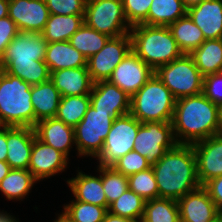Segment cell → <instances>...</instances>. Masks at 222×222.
<instances>
[{
  "mask_svg": "<svg viewBox=\"0 0 222 222\" xmlns=\"http://www.w3.org/2000/svg\"><path fill=\"white\" fill-rule=\"evenodd\" d=\"M151 167L158 185L159 198L178 201L201 187L192 145L177 144Z\"/></svg>",
  "mask_w": 222,
  "mask_h": 222,
  "instance_id": "obj_1",
  "label": "cell"
},
{
  "mask_svg": "<svg viewBox=\"0 0 222 222\" xmlns=\"http://www.w3.org/2000/svg\"><path fill=\"white\" fill-rule=\"evenodd\" d=\"M47 44L41 33L19 31L0 58V69L31 86L49 80L44 61Z\"/></svg>",
  "mask_w": 222,
  "mask_h": 222,
  "instance_id": "obj_2",
  "label": "cell"
},
{
  "mask_svg": "<svg viewBox=\"0 0 222 222\" xmlns=\"http://www.w3.org/2000/svg\"><path fill=\"white\" fill-rule=\"evenodd\" d=\"M219 106L203 93L176 99L172 120L178 144L193 145L218 135Z\"/></svg>",
  "mask_w": 222,
  "mask_h": 222,
  "instance_id": "obj_3",
  "label": "cell"
},
{
  "mask_svg": "<svg viewBox=\"0 0 222 222\" xmlns=\"http://www.w3.org/2000/svg\"><path fill=\"white\" fill-rule=\"evenodd\" d=\"M131 49L154 71L183 55L168 26L131 27Z\"/></svg>",
  "mask_w": 222,
  "mask_h": 222,
  "instance_id": "obj_4",
  "label": "cell"
},
{
  "mask_svg": "<svg viewBox=\"0 0 222 222\" xmlns=\"http://www.w3.org/2000/svg\"><path fill=\"white\" fill-rule=\"evenodd\" d=\"M31 87L0 69V126L35 127Z\"/></svg>",
  "mask_w": 222,
  "mask_h": 222,
  "instance_id": "obj_5",
  "label": "cell"
},
{
  "mask_svg": "<svg viewBox=\"0 0 222 222\" xmlns=\"http://www.w3.org/2000/svg\"><path fill=\"white\" fill-rule=\"evenodd\" d=\"M176 98L154 73L130 100V114L139 122H172Z\"/></svg>",
  "mask_w": 222,
  "mask_h": 222,
  "instance_id": "obj_6",
  "label": "cell"
},
{
  "mask_svg": "<svg viewBox=\"0 0 222 222\" xmlns=\"http://www.w3.org/2000/svg\"><path fill=\"white\" fill-rule=\"evenodd\" d=\"M155 74L176 99L202 93L204 76L190 54L158 67Z\"/></svg>",
  "mask_w": 222,
  "mask_h": 222,
  "instance_id": "obj_7",
  "label": "cell"
},
{
  "mask_svg": "<svg viewBox=\"0 0 222 222\" xmlns=\"http://www.w3.org/2000/svg\"><path fill=\"white\" fill-rule=\"evenodd\" d=\"M113 120L109 112L97 111L91 105L88 107L83 119L74 127L78 156H99Z\"/></svg>",
  "mask_w": 222,
  "mask_h": 222,
  "instance_id": "obj_8",
  "label": "cell"
},
{
  "mask_svg": "<svg viewBox=\"0 0 222 222\" xmlns=\"http://www.w3.org/2000/svg\"><path fill=\"white\" fill-rule=\"evenodd\" d=\"M84 23L109 37L128 34L131 30L122 0H86Z\"/></svg>",
  "mask_w": 222,
  "mask_h": 222,
  "instance_id": "obj_9",
  "label": "cell"
},
{
  "mask_svg": "<svg viewBox=\"0 0 222 222\" xmlns=\"http://www.w3.org/2000/svg\"><path fill=\"white\" fill-rule=\"evenodd\" d=\"M141 124L130 113L114 119L102 151L96 159L99 160V166H112L119 158L133 151L134 140Z\"/></svg>",
  "mask_w": 222,
  "mask_h": 222,
  "instance_id": "obj_10",
  "label": "cell"
},
{
  "mask_svg": "<svg viewBox=\"0 0 222 222\" xmlns=\"http://www.w3.org/2000/svg\"><path fill=\"white\" fill-rule=\"evenodd\" d=\"M177 144L172 122H144L139 126L133 151L146 157L152 165Z\"/></svg>",
  "mask_w": 222,
  "mask_h": 222,
  "instance_id": "obj_11",
  "label": "cell"
},
{
  "mask_svg": "<svg viewBox=\"0 0 222 222\" xmlns=\"http://www.w3.org/2000/svg\"><path fill=\"white\" fill-rule=\"evenodd\" d=\"M131 50L130 34L110 37L103 48L87 59V69L94 83L107 81L116 66Z\"/></svg>",
  "mask_w": 222,
  "mask_h": 222,
  "instance_id": "obj_12",
  "label": "cell"
},
{
  "mask_svg": "<svg viewBox=\"0 0 222 222\" xmlns=\"http://www.w3.org/2000/svg\"><path fill=\"white\" fill-rule=\"evenodd\" d=\"M154 73L155 71L131 49L113 70L108 81L132 96Z\"/></svg>",
  "mask_w": 222,
  "mask_h": 222,
  "instance_id": "obj_13",
  "label": "cell"
},
{
  "mask_svg": "<svg viewBox=\"0 0 222 222\" xmlns=\"http://www.w3.org/2000/svg\"><path fill=\"white\" fill-rule=\"evenodd\" d=\"M8 16L19 31L41 33L50 12L45 0H9Z\"/></svg>",
  "mask_w": 222,
  "mask_h": 222,
  "instance_id": "obj_14",
  "label": "cell"
},
{
  "mask_svg": "<svg viewBox=\"0 0 222 222\" xmlns=\"http://www.w3.org/2000/svg\"><path fill=\"white\" fill-rule=\"evenodd\" d=\"M197 176L203 186L206 182L222 176V136L215 135L194 143Z\"/></svg>",
  "mask_w": 222,
  "mask_h": 222,
  "instance_id": "obj_15",
  "label": "cell"
},
{
  "mask_svg": "<svg viewBox=\"0 0 222 222\" xmlns=\"http://www.w3.org/2000/svg\"><path fill=\"white\" fill-rule=\"evenodd\" d=\"M67 161L63 153L34 138L28 170L37 181L62 173L67 168Z\"/></svg>",
  "mask_w": 222,
  "mask_h": 222,
  "instance_id": "obj_16",
  "label": "cell"
},
{
  "mask_svg": "<svg viewBox=\"0 0 222 222\" xmlns=\"http://www.w3.org/2000/svg\"><path fill=\"white\" fill-rule=\"evenodd\" d=\"M130 100L131 96L108 80L94 83L90 93V105L97 111L109 112L114 119L129 114Z\"/></svg>",
  "mask_w": 222,
  "mask_h": 222,
  "instance_id": "obj_17",
  "label": "cell"
},
{
  "mask_svg": "<svg viewBox=\"0 0 222 222\" xmlns=\"http://www.w3.org/2000/svg\"><path fill=\"white\" fill-rule=\"evenodd\" d=\"M177 202L181 222H209L221 214L202 186L187 193Z\"/></svg>",
  "mask_w": 222,
  "mask_h": 222,
  "instance_id": "obj_18",
  "label": "cell"
},
{
  "mask_svg": "<svg viewBox=\"0 0 222 222\" xmlns=\"http://www.w3.org/2000/svg\"><path fill=\"white\" fill-rule=\"evenodd\" d=\"M35 130L32 127H7V159L12 169H28Z\"/></svg>",
  "mask_w": 222,
  "mask_h": 222,
  "instance_id": "obj_19",
  "label": "cell"
},
{
  "mask_svg": "<svg viewBox=\"0 0 222 222\" xmlns=\"http://www.w3.org/2000/svg\"><path fill=\"white\" fill-rule=\"evenodd\" d=\"M36 137L43 143L63 153L67 158L75 145L74 128L56 117L40 120L35 127Z\"/></svg>",
  "mask_w": 222,
  "mask_h": 222,
  "instance_id": "obj_20",
  "label": "cell"
},
{
  "mask_svg": "<svg viewBox=\"0 0 222 222\" xmlns=\"http://www.w3.org/2000/svg\"><path fill=\"white\" fill-rule=\"evenodd\" d=\"M187 15L201 29L205 40L222 38V0H204L187 9Z\"/></svg>",
  "mask_w": 222,
  "mask_h": 222,
  "instance_id": "obj_21",
  "label": "cell"
},
{
  "mask_svg": "<svg viewBox=\"0 0 222 222\" xmlns=\"http://www.w3.org/2000/svg\"><path fill=\"white\" fill-rule=\"evenodd\" d=\"M50 80L61 97L90 94L94 85L87 67L65 68L50 72Z\"/></svg>",
  "mask_w": 222,
  "mask_h": 222,
  "instance_id": "obj_22",
  "label": "cell"
},
{
  "mask_svg": "<svg viewBox=\"0 0 222 222\" xmlns=\"http://www.w3.org/2000/svg\"><path fill=\"white\" fill-rule=\"evenodd\" d=\"M97 167L98 172L101 174L99 177L91 176L78 170L76 177L67 180V183L74 194L75 200L108 209L109 204L102 185V166L98 165Z\"/></svg>",
  "mask_w": 222,
  "mask_h": 222,
  "instance_id": "obj_23",
  "label": "cell"
},
{
  "mask_svg": "<svg viewBox=\"0 0 222 222\" xmlns=\"http://www.w3.org/2000/svg\"><path fill=\"white\" fill-rule=\"evenodd\" d=\"M44 61L50 72L65 68L87 67V58L69 41L48 43Z\"/></svg>",
  "mask_w": 222,
  "mask_h": 222,
  "instance_id": "obj_24",
  "label": "cell"
},
{
  "mask_svg": "<svg viewBox=\"0 0 222 222\" xmlns=\"http://www.w3.org/2000/svg\"><path fill=\"white\" fill-rule=\"evenodd\" d=\"M61 94L49 79L31 87V102L34 108L35 125L38 121L56 116Z\"/></svg>",
  "mask_w": 222,
  "mask_h": 222,
  "instance_id": "obj_25",
  "label": "cell"
},
{
  "mask_svg": "<svg viewBox=\"0 0 222 222\" xmlns=\"http://www.w3.org/2000/svg\"><path fill=\"white\" fill-rule=\"evenodd\" d=\"M84 24V15L50 14L41 35L48 43L69 41Z\"/></svg>",
  "mask_w": 222,
  "mask_h": 222,
  "instance_id": "obj_26",
  "label": "cell"
},
{
  "mask_svg": "<svg viewBox=\"0 0 222 222\" xmlns=\"http://www.w3.org/2000/svg\"><path fill=\"white\" fill-rule=\"evenodd\" d=\"M190 55L204 77L222 72V38L205 40Z\"/></svg>",
  "mask_w": 222,
  "mask_h": 222,
  "instance_id": "obj_27",
  "label": "cell"
},
{
  "mask_svg": "<svg viewBox=\"0 0 222 222\" xmlns=\"http://www.w3.org/2000/svg\"><path fill=\"white\" fill-rule=\"evenodd\" d=\"M187 15L182 0H152L147 19L142 23L149 26H169Z\"/></svg>",
  "mask_w": 222,
  "mask_h": 222,
  "instance_id": "obj_28",
  "label": "cell"
},
{
  "mask_svg": "<svg viewBox=\"0 0 222 222\" xmlns=\"http://www.w3.org/2000/svg\"><path fill=\"white\" fill-rule=\"evenodd\" d=\"M168 27L183 54H191L205 41L203 32L188 15Z\"/></svg>",
  "mask_w": 222,
  "mask_h": 222,
  "instance_id": "obj_29",
  "label": "cell"
},
{
  "mask_svg": "<svg viewBox=\"0 0 222 222\" xmlns=\"http://www.w3.org/2000/svg\"><path fill=\"white\" fill-rule=\"evenodd\" d=\"M37 180L28 169H11L0 182V191L8 200H21L30 192Z\"/></svg>",
  "mask_w": 222,
  "mask_h": 222,
  "instance_id": "obj_30",
  "label": "cell"
},
{
  "mask_svg": "<svg viewBox=\"0 0 222 222\" xmlns=\"http://www.w3.org/2000/svg\"><path fill=\"white\" fill-rule=\"evenodd\" d=\"M143 222H181L178 202L157 198L145 201Z\"/></svg>",
  "mask_w": 222,
  "mask_h": 222,
  "instance_id": "obj_31",
  "label": "cell"
},
{
  "mask_svg": "<svg viewBox=\"0 0 222 222\" xmlns=\"http://www.w3.org/2000/svg\"><path fill=\"white\" fill-rule=\"evenodd\" d=\"M110 37L99 33L85 23L72 35L69 43L87 59L104 47Z\"/></svg>",
  "mask_w": 222,
  "mask_h": 222,
  "instance_id": "obj_32",
  "label": "cell"
},
{
  "mask_svg": "<svg viewBox=\"0 0 222 222\" xmlns=\"http://www.w3.org/2000/svg\"><path fill=\"white\" fill-rule=\"evenodd\" d=\"M89 106L90 94L61 97L55 117L74 128L83 119Z\"/></svg>",
  "mask_w": 222,
  "mask_h": 222,
  "instance_id": "obj_33",
  "label": "cell"
},
{
  "mask_svg": "<svg viewBox=\"0 0 222 222\" xmlns=\"http://www.w3.org/2000/svg\"><path fill=\"white\" fill-rule=\"evenodd\" d=\"M145 200L129 188L109 204L108 212L117 216L140 221L144 213Z\"/></svg>",
  "mask_w": 222,
  "mask_h": 222,
  "instance_id": "obj_34",
  "label": "cell"
},
{
  "mask_svg": "<svg viewBox=\"0 0 222 222\" xmlns=\"http://www.w3.org/2000/svg\"><path fill=\"white\" fill-rule=\"evenodd\" d=\"M64 205V212L61 214L70 222H102L108 209L94 204L72 200Z\"/></svg>",
  "mask_w": 222,
  "mask_h": 222,
  "instance_id": "obj_35",
  "label": "cell"
},
{
  "mask_svg": "<svg viewBox=\"0 0 222 222\" xmlns=\"http://www.w3.org/2000/svg\"><path fill=\"white\" fill-rule=\"evenodd\" d=\"M128 187L145 201L159 198L158 185L152 167L129 175Z\"/></svg>",
  "mask_w": 222,
  "mask_h": 222,
  "instance_id": "obj_36",
  "label": "cell"
},
{
  "mask_svg": "<svg viewBox=\"0 0 222 222\" xmlns=\"http://www.w3.org/2000/svg\"><path fill=\"white\" fill-rule=\"evenodd\" d=\"M102 185L107 203L111 204L129 188L128 176L121 174L111 166H102Z\"/></svg>",
  "mask_w": 222,
  "mask_h": 222,
  "instance_id": "obj_37",
  "label": "cell"
},
{
  "mask_svg": "<svg viewBox=\"0 0 222 222\" xmlns=\"http://www.w3.org/2000/svg\"><path fill=\"white\" fill-rule=\"evenodd\" d=\"M111 167L121 174L129 176L150 168L151 164L146 157L138 152L130 151L125 156L119 158Z\"/></svg>",
  "mask_w": 222,
  "mask_h": 222,
  "instance_id": "obj_38",
  "label": "cell"
},
{
  "mask_svg": "<svg viewBox=\"0 0 222 222\" xmlns=\"http://www.w3.org/2000/svg\"><path fill=\"white\" fill-rule=\"evenodd\" d=\"M123 10L129 25L142 24L148 16L152 0H122Z\"/></svg>",
  "mask_w": 222,
  "mask_h": 222,
  "instance_id": "obj_39",
  "label": "cell"
},
{
  "mask_svg": "<svg viewBox=\"0 0 222 222\" xmlns=\"http://www.w3.org/2000/svg\"><path fill=\"white\" fill-rule=\"evenodd\" d=\"M50 14L84 15L86 0H45Z\"/></svg>",
  "mask_w": 222,
  "mask_h": 222,
  "instance_id": "obj_40",
  "label": "cell"
},
{
  "mask_svg": "<svg viewBox=\"0 0 222 222\" xmlns=\"http://www.w3.org/2000/svg\"><path fill=\"white\" fill-rule=\"evenodd\" d=\"M202 93L214 104L222 105V72L204 77Z\"/></svg>",
  "mask_w": 222,
  "mask_h": 222,
  "instance_id": "obj_41",
  "label": "cell"
},
{
  "mask_svg": "<svg viewBox=\"0 0 222 222\" xmlns=\"http://www.w3.org/2000/svg\"><path fill=\"white\" fill-rule=\"evenodd\" d=\"M18 32L15 22L9 16L0 18V58Z\"/></svg>",
  "mask_w": 222,
  "mask_h": 222,
  "instance_id": "obj_42",
  "label": "cell"
},
{
  "mask_svg": "<svg viewBox=\"0 0 222 222\" xmlns=\"http://www.w3.org/2000/svg\"><path fill=\"white\" fill-rule=\"evenodd\" d=\"M202 187L214 201L218 210L222 212V176L209 180Z\"/></svg>",
  "mask_w": 222,
  "mask_h": 222,
  "instance_id": "obj_43",
  "label": "cell"
},
{
  "mask_svg": "<svg viewBox=\"0 0 222 222\" xmlns=\"http://www.w3.org/2000/svg\"><path fill=\"white\" fill-rule=\"evenodd\" d=\"M7 151V127L0 126V161L6 162Z\"/></svg>",
  "mask_w": 222,
  "mask_h": 222,
  "instance_id": "obj_44",
  "label": "cell"
},
{
  "mask_svg": "<svg viewBox=\"0 0 222 222\" xmlns=\"http://www.w3.org/2000/svg\"><path fill=\"white\" fill-rule=\"evenodd\" d=\"M102 222H135V221L129 218L117 216L107 212Z\"/></svg>",
  "mask_w": 222,
  "mask_h": 222,
  "instance_id": "obj_45",
  "label": "cell"
},
{
  "mask_svg": "<svg viewBox=\"0 0 222 222\" xmlns=\"http://www.w3.org/2000/svg\"><path fill=\"white\" fill-rule=\"evenodd\" d=\"M11 167L7 162L0 161V182L11 171Z\"/></svg>",
  "mask_w": 222,
  "mask_h": 222,
  "instance_id": "obj_46",
  "label": "cell"
},
{
  "mask_svg": "<svg viewBox=\"0 0 222 222\" xmlns=\"http://www.w3.org/2000/svg\"><path fill=\"white\" fill-rule=\"evenodd\" d=\"M9 0H0V18L8 16Z\"/></svg>",
  "mask_w": 222,
  "mask_h": 222,
  "instance_id": "obj_47",
  "label": "cell"
},
{
  "mask_svg": "<svg viewBox=\"0 0 222 222\" xmlns=\"http://www.w3.org/2000/svg\"><path fill=\"white\" fill-rule=\"evenodd\" d=\"M2 211H0V222H19L15 220L16 218L14 216L12 217V215L7 213L6 211L5 213L4 210Z\"/></svg>",
  "mask_w": 222,
  "mask_h": 222,
  "instance_id": "obj_48",
  "label": "cell"
},
{
  "mask_svg": "<svg viewBox=\"0 0 222 222\" xmlns=\"http://www.w3.org/2000/svg\"><path fill=\"white\" fill-rule=\"evenodd\" d=\"M182 1H183V3H184L185 7H186L187 9H189V8L192 7V6H195V5L200 4V3L203 2L204 0H182Z\"/></svg>",
  "mask_w": 222,
  "mask_h": 222,
  "instance_id": "obj_49",
  "label": "cell"
},
{
  "mask_svg": "<svg viewBox=\"0 0 222 222\" xmlns=\"http://www.w3.org/2000/svg\"><path fill=\"white\" fill-rule=\"evenodd\" d=\"M218 135H221V136H222V105L219 106Z\"/></svg>",
  "mask_w": 222,
  "mask_h": 222,
  "instance_id": "obj_50",
  "label": "cell"
},
{
  "mask_svg": "<svg viewBox=\"0 0 222 222\" xmlns=\"http://www.w3.org/2000/svg\"><path fill=\"white\" fill-rule=\"evenodd\" d=\"M54 222H70L68 219H66L62 214H58L57 219H55Z\"/></svg>",
  "mask_w": 222,
  "mask_h": 222,
  "instance_id": "obj_51",
  "label": "cell"
},
{
  "mask_svg": "<svg viewBox=\"0 0 222 222\" xmlns=\"http://www.w3.org/2000/svg\"><path fill=\"white\" fill-rule=\"evenodd\" d=\"M209 222H222V214L218 215L215 219Z\"/></svg>",
  "mask_w": 222,
  "mask_h": 222,
  "instance_id": "obj_52",
  "label": "cell"
}]
</instances>
